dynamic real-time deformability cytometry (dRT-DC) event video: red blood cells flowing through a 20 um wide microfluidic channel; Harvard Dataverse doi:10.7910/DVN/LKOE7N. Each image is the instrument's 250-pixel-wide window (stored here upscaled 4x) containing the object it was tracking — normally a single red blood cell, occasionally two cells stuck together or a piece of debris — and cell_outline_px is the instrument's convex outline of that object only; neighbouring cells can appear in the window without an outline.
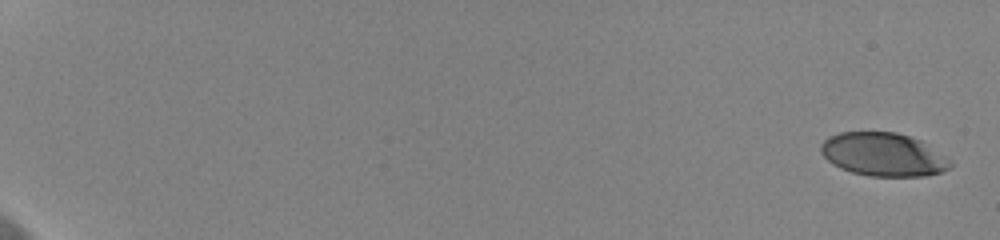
{"species": "human", "species_latin": "Homo sapiens", "temperature_condition": "cold", "stored_images_in_passage": 21, "camera_frame_rate_fps": 3000, "um_per_image_px": 0.085, "donor": {"sex": "female"}, "frame": {"image": 1, "passage_image": 1, "time_ms": 0.0, "image_size_px": [1000, 240], "cell_outline_px": [[952, 168], [940, 172], [924, 176], [872, 176], [852, 172], [840, 168], [832, 164], [820, 152], [820, 144], [828, 136], [840, 132], [896, 132], [920, 140], [952, 160]], "centroid_in_image_um": [75.08, 13.13], "position_along_channel_um": 9.9, "area_um2": 32.77}}